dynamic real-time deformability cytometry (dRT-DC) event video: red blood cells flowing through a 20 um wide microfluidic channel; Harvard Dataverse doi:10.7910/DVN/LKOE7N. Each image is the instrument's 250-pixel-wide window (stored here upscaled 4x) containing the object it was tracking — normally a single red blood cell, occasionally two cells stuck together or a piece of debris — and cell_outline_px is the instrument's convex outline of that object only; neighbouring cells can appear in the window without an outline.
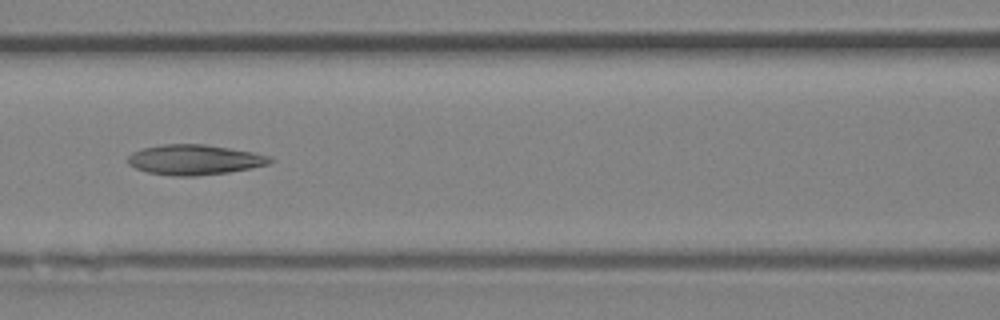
{"species": "Egyptian fruit bat (a non-hibernating species)", "species_latin": "Rousettus aegyptiacus", "temperature_condition": "room temperature", "stored_images_in_passage": 26, "camera_frame_rate_fps": 3000, "um_per_image_px": 0.085, "animal": {"sex": "female"}, "frame": {"image": 1, "passage_image": 8, "time_ms": 2.333, "image_size_px": [1000, 320], "cell_outline_px": [[276, 160], [268, 164], [228, 172], [196, 176], [172, 176], [148, 172], [136, 168], [128, 164], [128, 156], [132, 152], [144, 148], [164, 144], [204, 144], [252, 152], [272, 156]], "centroid_in_image_um": [16.54, 13.58], "position_along_channel_um": 150.1, "area_um2": 24.85}}